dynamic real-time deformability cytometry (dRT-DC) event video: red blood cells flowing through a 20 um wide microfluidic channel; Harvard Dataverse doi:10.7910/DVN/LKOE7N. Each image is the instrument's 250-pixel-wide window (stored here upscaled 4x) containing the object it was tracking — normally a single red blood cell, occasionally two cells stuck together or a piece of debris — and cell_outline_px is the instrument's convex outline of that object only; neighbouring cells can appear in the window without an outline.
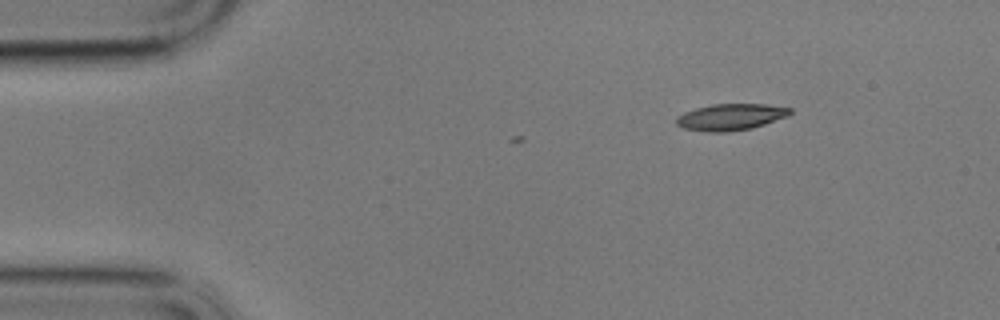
{"species": "common noctule bat (a hibernating species)", "species_latin": "Nyctalus noctula", "temperature_condition": "cold", "stored_images_in_passage": 2, "camera_frame_rate_fps": 3000, "um_per_image_px": 0.085, "animal": {"sex": "male", "body_mass_g": 17.9}, "frame": {"image": 1, "passage_image": 2, "time_ms": 0.333, "image_size_px": [1000, 320], "cell_outline_px": [[792, 112], [788, 116], [752, 128], [728, 132], [708, 132], [684, 128], [676, 124], [676, 116], [684, 112], [696, 108], [712, 104], [764, 104], [792, 108]], "centroid_in_image_um": [62.1, 9.94], "position_along_channel_um": 22.9, "area_um2": 17.57}}